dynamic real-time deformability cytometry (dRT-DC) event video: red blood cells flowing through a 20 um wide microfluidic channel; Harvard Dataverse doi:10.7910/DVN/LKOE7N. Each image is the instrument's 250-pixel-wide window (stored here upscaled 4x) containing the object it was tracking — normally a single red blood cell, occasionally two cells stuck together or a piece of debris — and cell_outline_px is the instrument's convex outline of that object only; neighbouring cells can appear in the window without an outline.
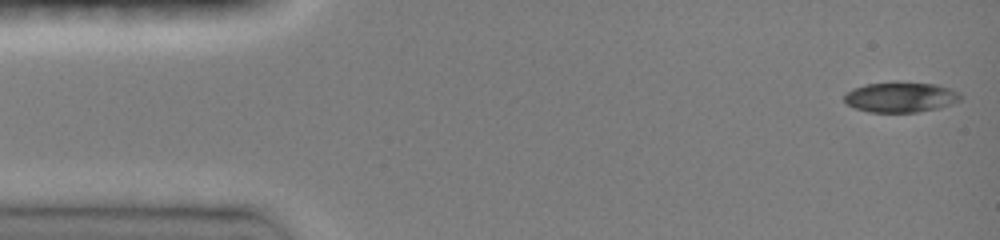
{"species": "common noctule bat (a hibernating species)", "species_latin": "Nyctalus noctula", "temperature_condition": "room temperature", "stored_images_in_passage": 44, "camera_frame_rate_fps": 3000, "um_per_image_px": 0.085, "animal": {"sex": "female", "body_mass_g": 19.0, "forearm_length_mm": 51.5}, "frame": {"image": 1, "passage_image": 1, "time_ms": 0.0, "image_size_px": [1000, 240], "cell_outline_px": [[964, 96], [960, 100], [952, 104], [940, 108], [916, 112], [868, 112], [856, 108], [848, 104], [844, 100], [844, 96], [852, 88], [864, 84], [896, 80], [936, 84], [952, 88], [960, 92]], "centroid_in_image_um": [76.6, 8.22], "position_along_channel_um": 8.4, "area_um2": 21.15}}
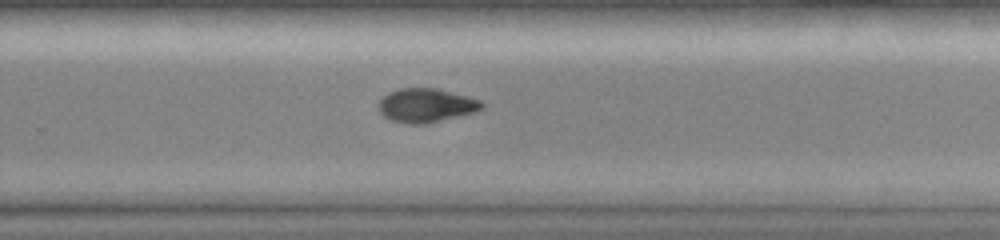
{"frame": {"image": 2, "passage_image": 30, "time_ms": 9.667, "image_size_px": [1000, 240], "cell_outline_px": [[484, 108], [472, 112], [424, 124], [412, 124], [392, 120], [384, 116], [376, 108], [376, 104], [388, 92], [400, 88], [436, 88], [468, 96], [480, 100], [484, 104]], "centroid_in_image_um": [36.17, 8.94], "position_along_channel_um": 293.6, "area_um2": 20.23}}
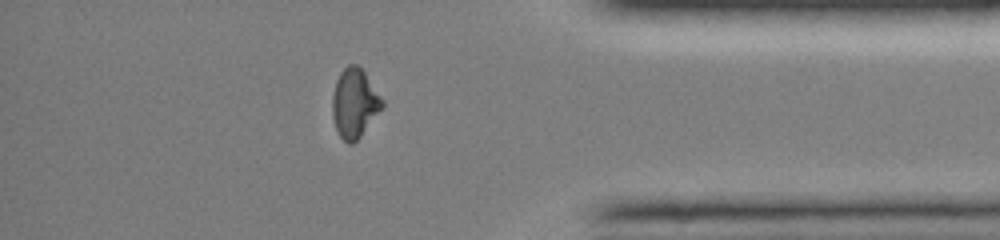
{"frame": {"image": 3, "passage_image": 39, "time_ms": 12.667, "image_size_px": [1000, 240], "cell_outline_px": [[384, 104], [360, 136], [352, 144], [348, 144], [340, 136], [336, 128], [332, 116], [332, 96], [336, 80], [340, 72], [348, 64], [356, 64], [364, 72], [384, 100]], "centroid_in_image_um": [30.11, 8.75], "position_along_channel_um": 405.1, "area_um2": 19.77}}